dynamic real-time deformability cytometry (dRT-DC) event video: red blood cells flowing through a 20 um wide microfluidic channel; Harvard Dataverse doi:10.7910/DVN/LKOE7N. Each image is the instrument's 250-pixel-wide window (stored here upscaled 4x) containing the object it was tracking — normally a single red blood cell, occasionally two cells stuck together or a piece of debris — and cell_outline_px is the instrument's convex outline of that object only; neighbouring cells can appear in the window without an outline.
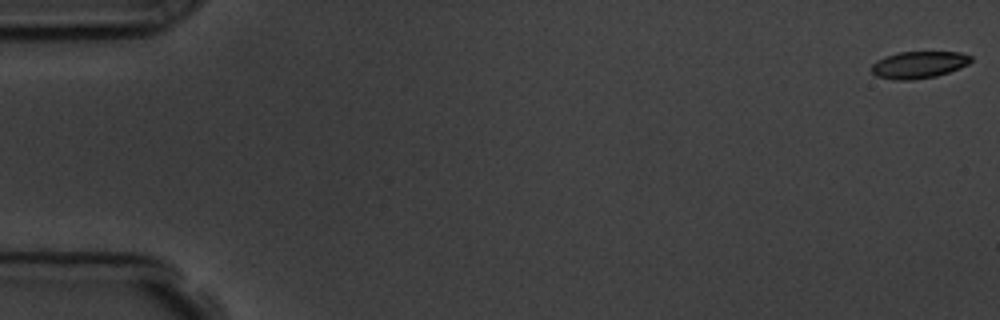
{"species": "common noctule bat (a hibernating species)", "species_latin": "Nyctalus noctula", "temperature_condition": "room temperature", "stored_images_in_passage": 57, "camera_frame_rate_fps": 3000, "um_per_image_px": 0.085, "animal": {"sex": "male", "body_mass_g": 19.5, "forearm_length_mm": 54.6}, "frame": {"image": 1, "passage_image": 1, "time_ms": 0.0, "image_size_px": [1000, 320], "cell_outline_px": [[972, 60], [968, 64], [960, 68], [936, 76], [912, 80], [896, 80], [876, 76], [872, 72], [872, 64], [876, 60], [884, 56], [900, 52], [960, 52], [972, 56]], "centroid_in_image_um": [78.09, 5.5], "position_along_channel_um": 6.9, "area_um2": 15.66}}
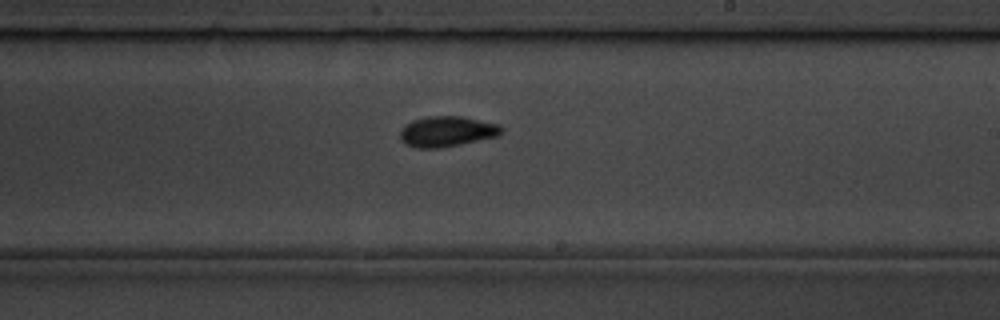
{"frame": {"image": 2, "passage_image": 34, "time_ms": 11.0, "image_size_px": [1000, 320], "cell_outline_px": [[504, 128], [500, 136], [460, 144], [436, 148], [416, 148], [408, 144], [400, 136], [400, 128], [404, 124], [412, 120], [428, 116], [464, 116], [500, 124]], "centroid_in_image_um": [38.03, 11.15], "position_along_channel_um": 251.0, "area_um2": 18.15}}
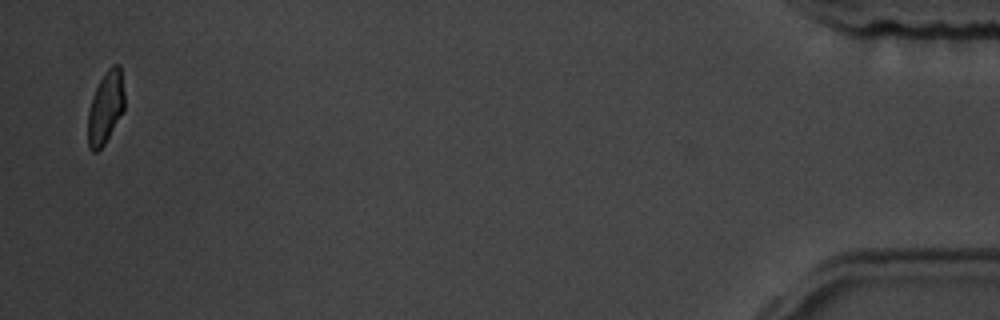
{"frame": {"image": 3, "passage_image": 56, "time_ms": 18.333, "image_size_px": [1000, 320], "cell_outline_px": [[124, 112], [104, 144], [96, 152], [92, 152], [88, 148], [88, 112], [92, 96], [104, 72], [112, 64], [120, 64], [124, 92]], "centroid_in_image_um": [8.98, 9.13], "position_along_channel_um": 426.2, "area_um2": 15.61}, "authors_computed_cell_mechanics": {"area_um2": 16.9354, "velocity_mm_per_s": 3.6119, "shape_relaxation_time_tau1_ms": 3.0402, "shape_relaxation_time_tau2_ms": 2.2474, "deformation_change_tau1": 0.1141, "deformation_change_tau2": 0.0638}}